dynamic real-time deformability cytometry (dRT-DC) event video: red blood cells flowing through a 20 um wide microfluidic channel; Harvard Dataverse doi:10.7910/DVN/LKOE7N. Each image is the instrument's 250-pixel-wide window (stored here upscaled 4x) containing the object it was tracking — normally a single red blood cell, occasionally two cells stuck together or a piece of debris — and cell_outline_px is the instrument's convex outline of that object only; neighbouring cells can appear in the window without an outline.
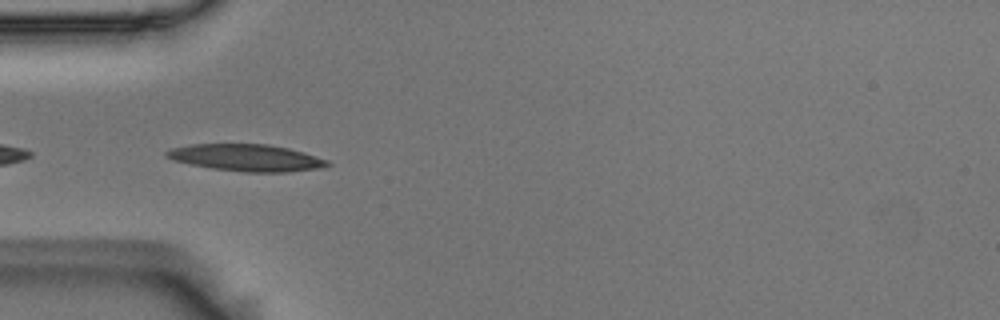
{"species": "Egyptian fruit bat (a non-hibernating species)", "species_latin": "Rousettus aegyptiacus", "temperature_condition": "room temperature", "stored_images_in_passage": 8, "camera_frame_rate_fps": 3000, "um_per_image_px": 0.085, "animal": {"sex": "male"}, "frame": {"image": 1, "passage_image": 3, "time_ms": 0.667, "image_size_px": [1000, 320], "cell_outline_px": [[332, 164], [324, 168], [288, 172], [244, 172], [212, 168], [172, 160], [164, 156], [164, 152], [172, 148], [192, 144], [268, 144], [288, 148], [328, 160]], "centroid_in_image_um": [20.96, 13.41], "position_along_channel_um": 64.0, "area_um2": 25.2}}
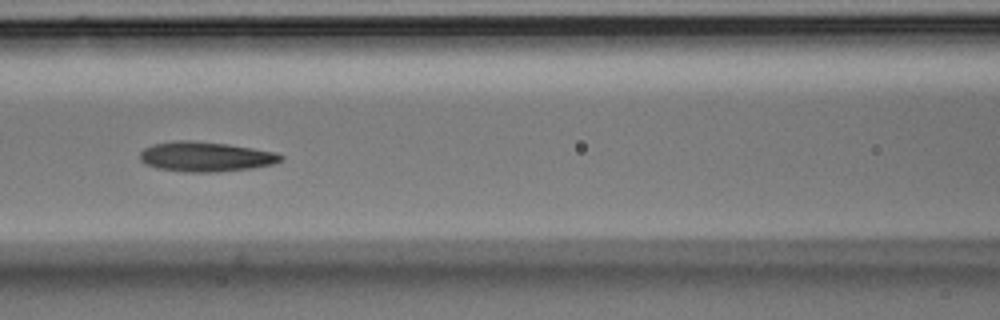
{"frame": {"image": 2, "passage_image": 5, "time_ms": 1.333, "image_size_px": [1000, 320], "cell_outline_px": [[284, 160], [272, 164], [252, 168], [216, 172], [184, 172], [156, 168], [144, 164], [140, 160], [140, 152], [144, 148], [152, 144], [172, 140], [192, 140], [228, 144], [276, 152], [284, 156]], "centroid_in_image_um": [17.45, 13.31], "position_along_channel_um": 149.1, "area_um2": 24.8}}
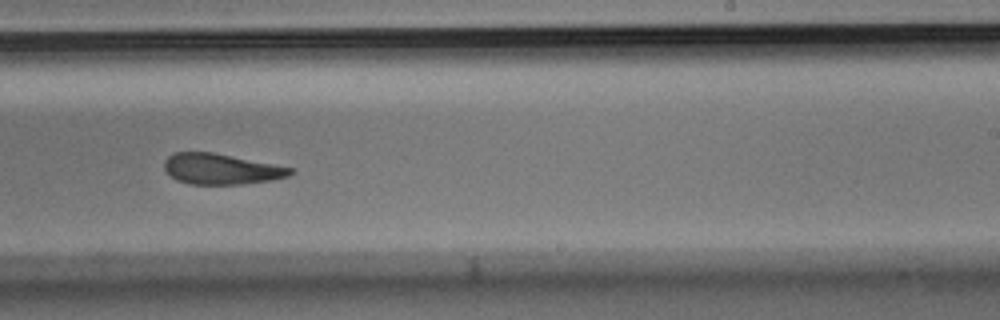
{"frame": {"image": 3, "passage_image": 8, "time_ms": 2.333, "image_size_px": [1000, 320], "cell_outline_px": [[292, 172], [288, 176], [268, 180], [244, 184], [188, 184], [176, 180], [164, 168], [164, 160], [172, 152], [212, 152], [292, 168]], "centroid_in_image_um": [18.72, 14.36], "position_along_channel_um": 270.3, "area_um2": 22.2}}